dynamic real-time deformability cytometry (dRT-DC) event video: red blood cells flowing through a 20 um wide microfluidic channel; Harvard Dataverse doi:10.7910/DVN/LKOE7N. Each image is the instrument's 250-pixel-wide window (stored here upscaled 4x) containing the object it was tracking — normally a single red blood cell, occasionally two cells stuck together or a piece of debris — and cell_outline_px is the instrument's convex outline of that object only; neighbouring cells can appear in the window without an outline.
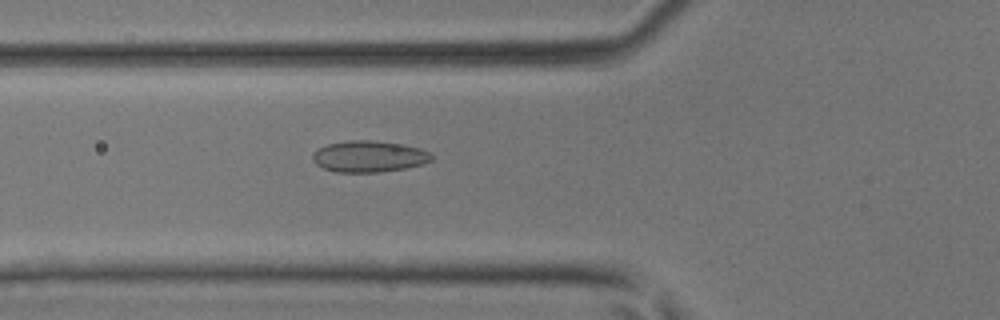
{"species": "common noctule bat (a hibernating species)", "species_latin": "Nyctalus noctula", "temperature_condition": "room temperature", "stored_images_in_passage": 47, "camera_frame_rate_fps": 3000, "um_per_image_px": 0.085, "animal": {"sex": "male", "body_mass_g": 17.9, "forearm_length_mm": 54.2}, "frame": {"image": 1, "passage_image": 18, "time_ms": 5.667, "image_size_px": [1000, 320], "cell_outline_px": [[432, 160], [424, 164], [404, 168], [380, 172], [336, 172], [324, 168], [316, 164], [312, 160], [312, 156], [320, 148], [328, 144], [348, 140], [372, 140], [404, 144], [420, 148], [428, 152], [432, 156]], "centroid_in_image_um": [31.38, 13.29], "position_along_channel_um": 94.4, "area_um2": 21.68}}
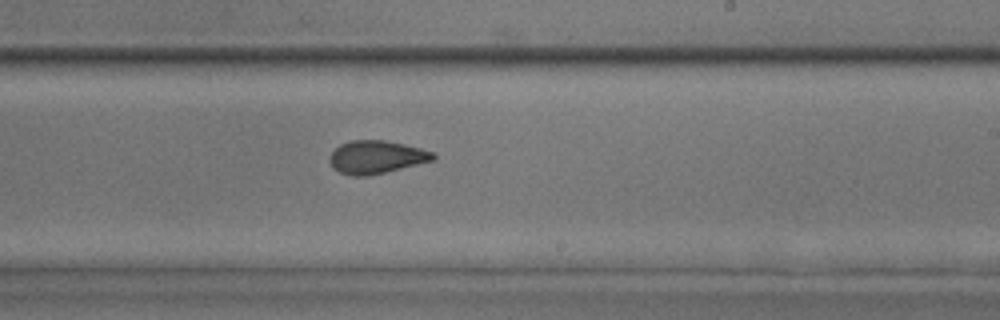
{"frame": {"image": 2, "passage_image": 29, "time_ms": 9.333, "image_size_px": [1000, 320], "cell_outline_px": [[436, 160], [368, 176], [352, 176], [340, 172], [332, 168], [328, 160], [328, 156], [340, 144], [352, 140], [384, 140], [404, 144], [436, 152]], "centroid_in_image_um": [31.99, 13.35], "position_along_channel_um": 257.0, "area_um2": 20.11}}
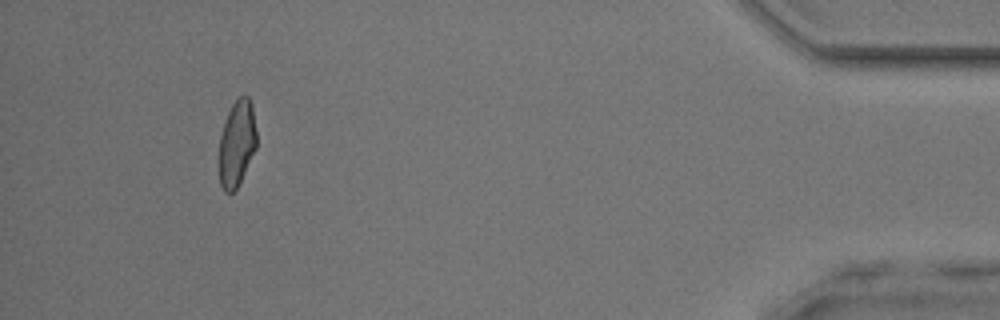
{"frame": {"image": 3, "passage_image": 44, "time_ms": 14.333, "image_size_px": [1000, 320], "cell_outline_px": [[256, 148], [236, 188], [232, 192], [224, 192], [220, 184], [216, 160], [220, 136], [228, 112], [232, 104], [240, 96], [248, 96], [252, 104], [256, 132]], "centroid_in_image_um": [20.08, 12.21], "position_along_channel_um": 415.1, "area_um2": 19.07}}